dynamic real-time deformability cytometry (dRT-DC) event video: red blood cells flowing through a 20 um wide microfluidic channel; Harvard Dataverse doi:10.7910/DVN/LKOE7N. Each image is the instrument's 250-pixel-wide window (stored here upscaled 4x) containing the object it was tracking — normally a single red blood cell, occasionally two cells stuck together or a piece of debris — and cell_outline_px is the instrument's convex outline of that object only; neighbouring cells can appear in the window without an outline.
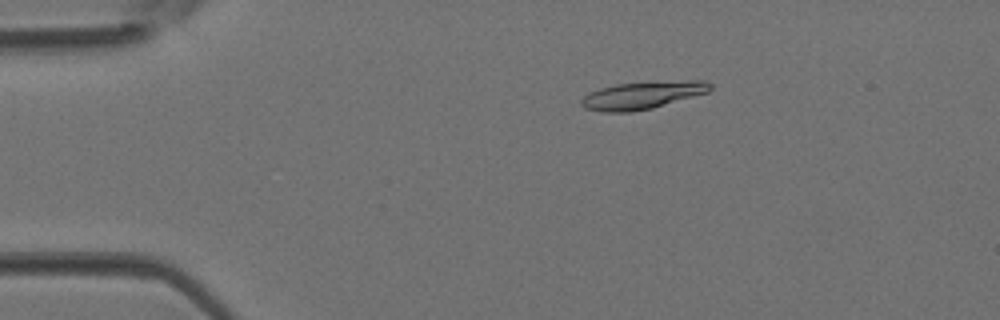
{"species": "Egyptian fruit bat (a non-hibernating species)", "species_latin": "Rousettus aegyptiacus", "temperature_condition": "room temperature", "stored_images_in_passage": 41, "camera_frame_rate_fps": 3000, "um_per_image_px": 0.085, "animal": {"sex": "female"}, "frame": {"image": 1, "passage_image": 7, "time_ms": 2.0, "image_size_px": [1000, 320], "cell_outline_px": [[712, 88], [708, 92], [652, 108], [632, 112], [604, 112], [584, 108], [580, 104], [580, 100], [588, 92], [600, 88], [616, 84], [688, 80], [704, 80], [712, 84]], "centroid_in_image_um": [54.58, 8.1], "position_along_channel_um": 30.4, "area_um2": 20.63}}
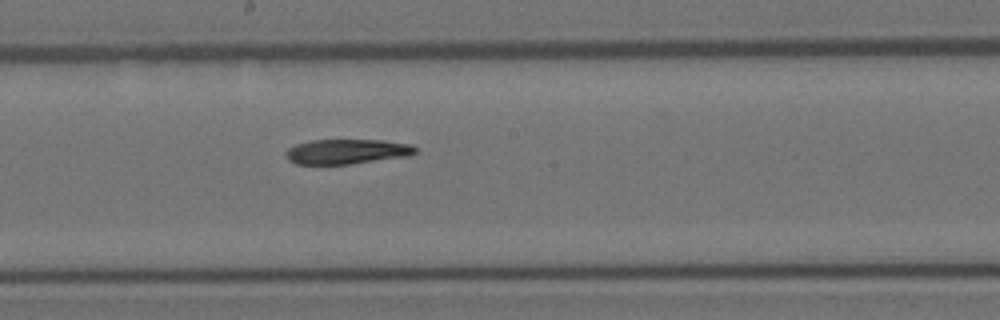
{"frame": {"image": 2, "passage_image": 22, "time_ms": 7.0, "image_size_px": [1000, 320], "cell_outline_px": [[416, 152], [408, 156], [348, 164], [296, 164], [288, 160], [284, 152], [288, 148], [296, 144], [312, 140], [384, 140], [412, 144], [416, 148]], "centroid_in_image_um": [29.47, 12.88], "position_along_channel_um": 218.7, "area_um2": 18.79}}
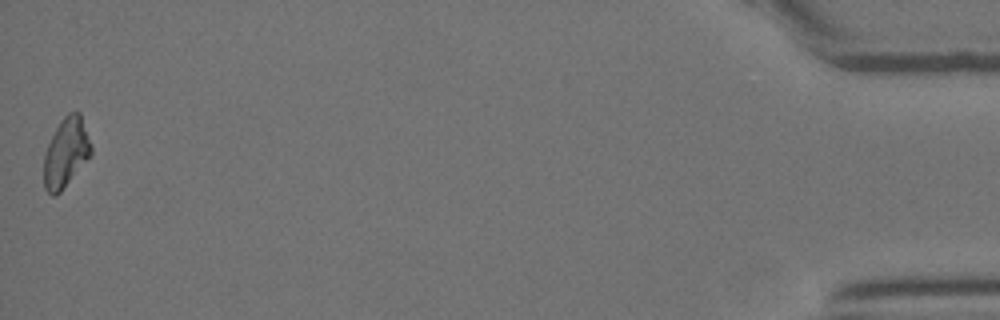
{"frame": {"image": 3, "passage_image": 41, "time_ms": 13.333, "image_size_px": [1000, 320], "cell_outline_px": [[92, 156], [60, 192], [56, 196], [52, 196], [44, 188], [44, 156], [48, 144], [60, 120], [68, 112], [80, 112], [92, 144]], "centroid_in_image_um": [5.63, 12.98], "position_along_channel_um": 429.6, "area_um2": 19.31}}